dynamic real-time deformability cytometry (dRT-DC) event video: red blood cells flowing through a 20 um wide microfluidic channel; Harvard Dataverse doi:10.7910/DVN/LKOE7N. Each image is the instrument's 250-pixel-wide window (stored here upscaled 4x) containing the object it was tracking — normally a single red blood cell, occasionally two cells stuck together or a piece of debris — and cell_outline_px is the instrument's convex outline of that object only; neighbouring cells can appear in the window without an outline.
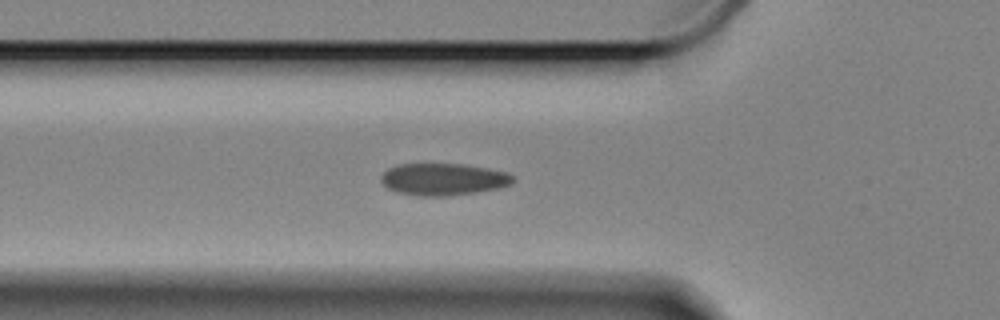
{"species": "Egyptian fruit bat (a non-hibernating species)", "species_latin": "Rousettus aegyptiacus", "temperature_condition": "cold", "stored_images_in_passage": 38, "camera_frame_rate_fps": 3000, "um_per_image_px": 0.085, "animal": {"sex": "female"}, "frame": {"image": 1, "passage_image": 2, "time_ms": 0.333, "image_size_px": [1000, 320], "cell_outline_px": [[516, 180], [512, 184], [500, 188], [476, 192], [448, 196], [416, 196], [396, 192], [388, 188], [380, 180], [380, 176], [388, 168], [400, 164], [464, 164], [488, 168], [508, 172]], "centroid_in_image_um": [37.7, 15.24], "position_along_channel_um": 88.1, "area_um2": 24.85}}
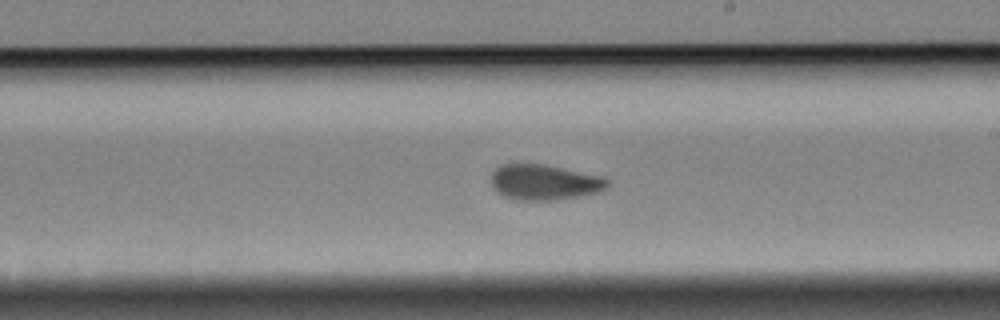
{"frame": {"image": 2, "passage_image": 16, "time_ms": 5.0, "image_size_px": [1000, 320], "cell_outline_px": [[608, 188], [600, 192], [580, 196], [556, 200], [516, 200], [504, 196], [496, 192], [492, 188], [492, 172], [500, 164], [544, 164], [600, 176], [608, 180]], "centroid_in_image_um": [46.25, 15.5], "position_along_channel_um": 242.7, "area_um2": 24.1}}
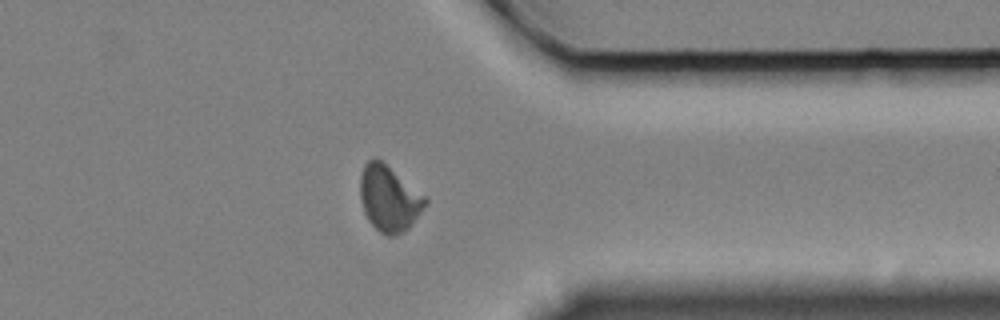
{"frame": {"image": 3, "passage_image": 29, "time_ms": 9.333, "image_size_px": [1000, 320], "cell_outline_px": [[428, 204], [412, 224], [404, 232], [392, 236], [388, 236], [380, 232], [368, 220], [364, 212], [360, 200], [360, 176], [364, 164], [368, 160], [376, 156], [428, 196]], "centroid_in_image_um": [33.1, 16.85], "position_along_channel_um": 378.3, "area_um2": 25.49}}